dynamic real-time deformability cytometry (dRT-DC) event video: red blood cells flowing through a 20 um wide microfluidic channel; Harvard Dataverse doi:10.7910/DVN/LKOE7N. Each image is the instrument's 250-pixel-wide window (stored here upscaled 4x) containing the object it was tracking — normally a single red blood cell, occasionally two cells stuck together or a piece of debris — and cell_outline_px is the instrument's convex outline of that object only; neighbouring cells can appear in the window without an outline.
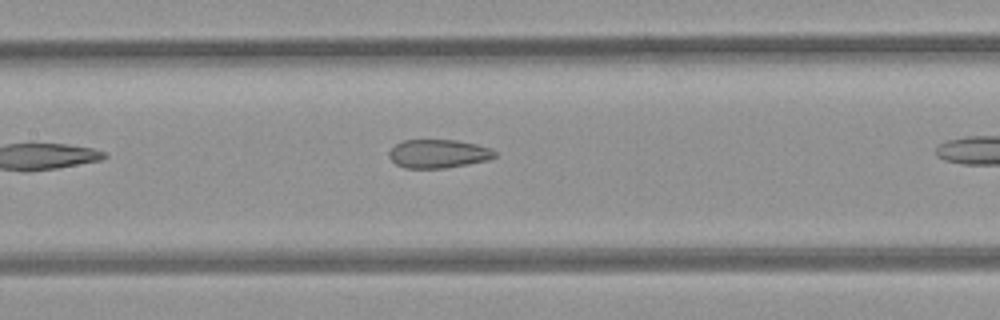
{"species": "common noctule bat (a hibernating species)", "species_latin": "Nyctalus noctula", "temperature_condition": "room temperature", "stored_images_in_passage": 7, "segment_of_instrument_passage": [1, 2], "camera_frame_rate_fps": 3000, "um_per_image_px": 0.085, "animal": {"sex": "female", "body_mass_g": 21.9}, "frame": {"image": 1, "passage_image": 6, "time_ms": 1.667, "image_size_px": [1000, 320], "cell_outline_px": [[496, 156], [488, 160], [468, 164], [444, 168], [404, 168], [396, 164], [388, 156], [388, 152], [396, 144], [404, 140], [456, 140], [476, 144], [492, 148], [496, 152]], "centroid_in_image_um": [37.26, 13.06], "position_along_channel_um": 170.1, "area_um2": 17.63}}